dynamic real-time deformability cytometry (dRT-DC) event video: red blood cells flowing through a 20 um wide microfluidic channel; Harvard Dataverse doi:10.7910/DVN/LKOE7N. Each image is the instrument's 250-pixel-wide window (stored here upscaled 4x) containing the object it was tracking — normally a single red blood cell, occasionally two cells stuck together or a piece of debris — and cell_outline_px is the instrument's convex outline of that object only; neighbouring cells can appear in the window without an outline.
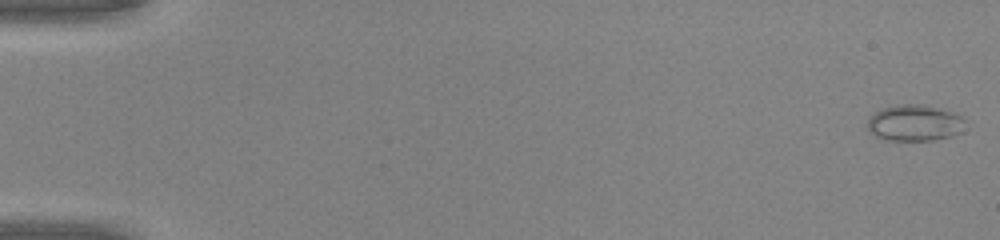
{"species": "common noctule bat (a hibernating species)", "species_latin": "Nyctalus noctula", "temperature_condition": "warm", "stored_images_in_passage": 49, "camera_frame_rate_fps": 3000, "um_per_image_px": 0.085, "animal": {"sex": "male", "body_mass_g": 20.0, "forearm_length_mm": 53.3}, "frame": {"image": 1, "passage_image": 1, "time_ms": 0.0, "image_size_px": [1000, 240], "cell_outline_px": [[964, 120], [960, 132], [952, 136], [932, 140], [884, 140], [868, 132], [868, 120], [872, 112], [880, 108], [896, 104], [924, 104], [956, 112]], "centroid_in_image_um": [77.69, 10.43], "position_along_channel_um": 7.3, "area_um2": 20.92}}
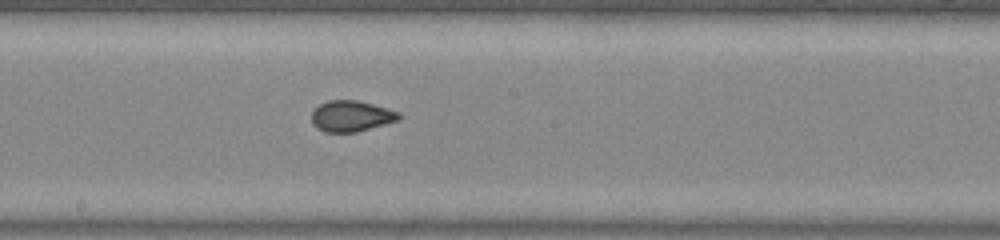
{"frame": {"image": 2, "passage_image": 28, "time_ms": 9.0, "image_size_px": [1000, 240], "cell_outline_px": [[400, 120], [356, 132], [324, 132], [316, 128], [312, 124], [312, 112], [320, 104], [328, 100], [356, 100], [372, 104], [400, 112]], "centroid_in_image_um": [29.85, 9.87], "position_along_channel_um": 218.4, "area_um2": 15.72}}
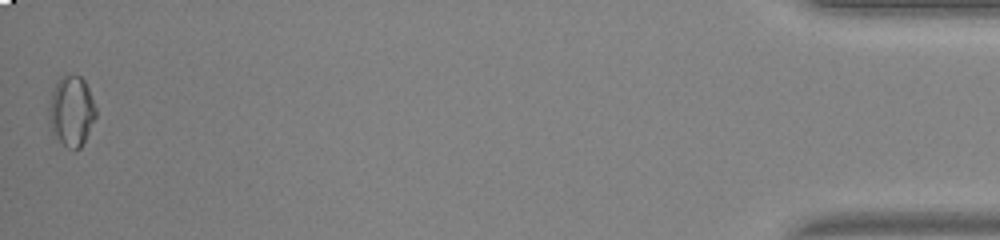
{"frame": {"image": 3, "passage_image": 49, "time_ms": 16.0, "image_size_px": [1000, 240], "cell_outline_px": [[96, 116], [80, 148], [72, 152], [52, 132], [48, 124], [48, 104], [52, 92], [60, 76], [80, 76], [84, 80], [88, 88], [96, 108]], "centroid_in_image_um": [6.05, 9.46], "position_along_channel_um": 429.2, "area_um2": 19.13}, "authors_computed_cell_mechanics": {"area_um2": 16.5886, "velocity_mm_per_s": 4.271, "shape_relaxation_time_tau1_ms": null, "shape_relaxation_time_tau2_ms": 0.8159, "deformation_change_tau1": null, "deformation_change_tau2": 0.0517}}